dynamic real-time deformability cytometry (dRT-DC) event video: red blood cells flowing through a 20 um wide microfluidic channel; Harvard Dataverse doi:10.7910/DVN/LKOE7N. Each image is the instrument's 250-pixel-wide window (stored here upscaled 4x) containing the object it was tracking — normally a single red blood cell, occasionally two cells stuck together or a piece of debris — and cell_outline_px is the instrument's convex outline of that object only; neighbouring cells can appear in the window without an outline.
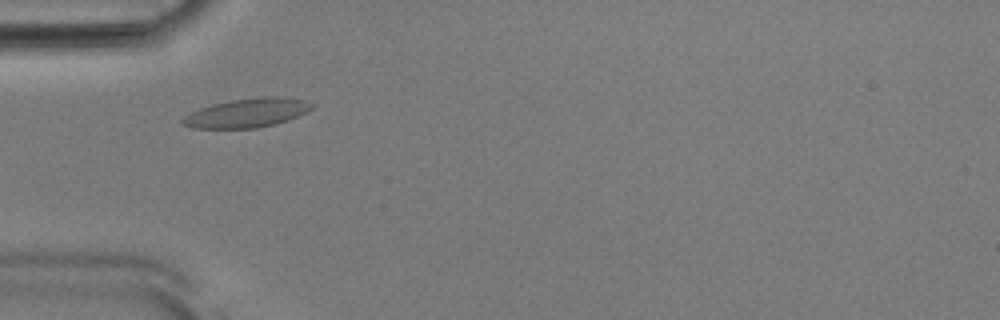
{"species": "Egyptian fruit bat (a non-hibernating species)", "species_latin": "Rousettus aegyptiacus", "temperature_condition": "room temperature", "stored_images_in_passage": 46, "camera_frame_rate_fps": 3000, "um_per_image_px": 0.085, "animal": {"sex": "male"}, "frame": {"image": 1, "passage_image": 10, "time_ms": 3.0, "image_size_px": [1000, 320], "cell_outline_px": [[312, 108], [308, 112], [288, 120], [276, 124], [256, 128], [192, 128], [180, 124], [180, 120], [184, 116], [200, 108], [212, 104], [232, 100], [260, 96], [284, 96], [304, 100], [312, 104]], "centroid_in_image_um": [21.0, 9.59], "position_along_channel_um": 64.0, "area_um2": 22.02}}
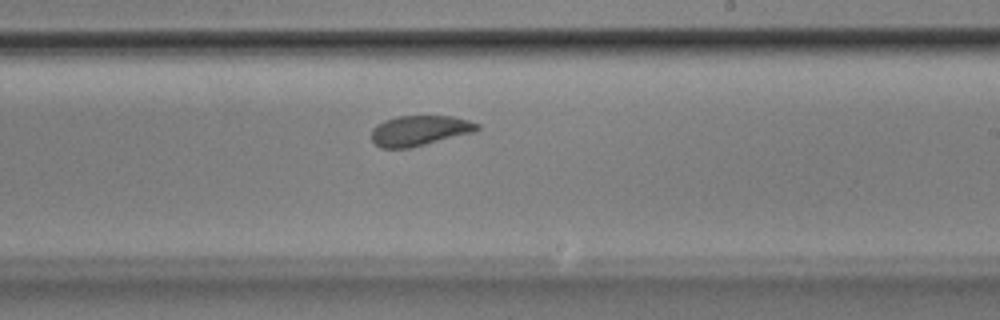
{"frame": {"image": 2, "passage_image": 25, "time_ms": 8.0, "image_size_px": [1000, 320], "cell_outline_px": [[480, 128], [476, 132], [408, 148], [380, 148], [372, 140], [372, 128], [376, 124], [384, 120], [396, 116], [452, 116], [468, 120], [480, 124]], "centroid_in_image_um": [35.67, 11.09], "position_along_channel_um": 253.3, "area_um2": 18.73}}
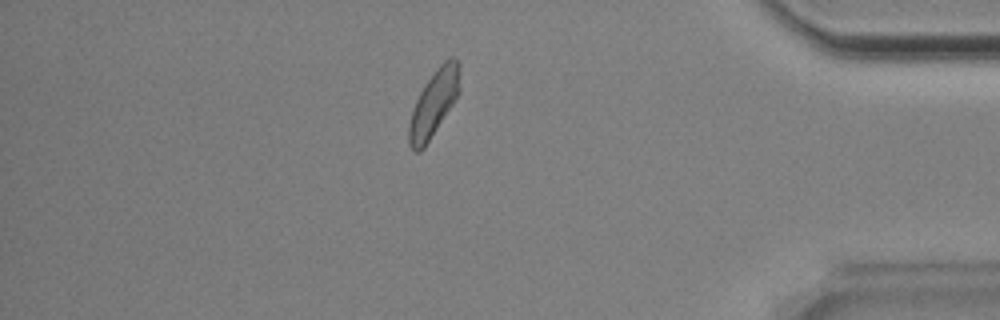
{"frame": {"image": 3, "passage_image": 39, "time_ms": 12.667, "image_size_px": [1000, 320], "cell_outline_px": [[460, 88], [452, 104], [424, 148], [420, 152], [412, 152], [408, 144], [408, 124], [412, 108], [420, 92], [436, 68], [448, 56], [452, 56], [460, 60]], "centroid_in_image_um": [36.86, 8.76], "position_along_channel_um": 398.3, "area_um2": 19.71}, "authors_computed_cell_mechanics": {"area_um2": 19.4208, "velocity_mm_per_s": 3.8185, "shape_relaxation_time_tau1_ms": 2.3818, "shape_relaxation_time_tau2_ms": 1.5291, "deformation_change_tau1": 0.1187, "deformation_change_tau2": 0.0632}}